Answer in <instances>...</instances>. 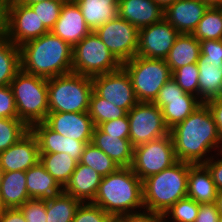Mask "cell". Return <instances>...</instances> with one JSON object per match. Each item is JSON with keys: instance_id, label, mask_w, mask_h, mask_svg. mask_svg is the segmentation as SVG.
Wrapping results in <instances>:
<instances>
[{"instance_id": "1", "label": "cell", "mask_w": 222, "mask_h": 222, "mask_svg": "<svg viewBox=\"0 0 222 222\" xmlns=\"http://www.w3.org/2000/svg\"><path fill=\"white\" fill-rule=\"evenodd\" d=\"M170 134L178 161L204 164L212 157L211 152L222 151L216 123L205 103L171 128Z\"/></svg>"}, {"instance_id": "2", "label": "cell", "mask_w": 222, "mask_h": 222, "mask_svg": "<svg viewBox=\"0 0 222 222\" xmlns=\"http://www.w3.org/2000/svg\"><path fill=\"white\" fill-rule=\"evenodd\" d=\"M20 69L46 79L72 72L73 48L51 31L19 46Z\"/></svg>"}, {"instance_id": "3", "label": "cell", "mask_w": 222, "mask_h": 222, "mask_svg": "<svg viewBox=\"0 0 222 222\" xmlns=\"http://www.w3.org/2000/svg\"><path fill=\"white\" fill-rule=\"evenodd\" d=\"M91 203L100 206L114 218L142 211L143 181L130 167H120L116 172L102 178Z\"/></svg>"}, {"instance_id": "4", "label": "cell", "mask_w": 222, "mask_h": 222, "mask_svg": "<svg viewBox=\"0 0 222 222\" xmlns=\"http://www.w3.org/2000/svg\"><path fill=\"white\" fill-rule=\"evenodd\" d=\"M189 163L175 164L143 180L144 210L163 215L178 200L187 197Z\"/></svg>"}, {"instance_id": "5", "label": "cell", "mask_w": 222, "mask_h": 222, "mask_svg": "<svg viewBox=\"0 0 222 222\" xmlns=\"http://www.w3.org/2000/svg\"><path fill=\"white\" fill-rule=\"evenodd\" d=\"M18 119L29 128L49 113L48 79L19 70L10 83Z\"/></svg>"}, {"instance_id": "6", "label": "cell", "mask_w": 222, "mask_h": 222, "mask_svg": "<svg viewBox=\"0 0 222 222\" xmlns=\"http://www.w3.org/2000/svg\"><path fill=\"white\" fill-rule=\"evenodd\" d=\"M92 92L91 77L71 72L49 78V112H88Z\"/></svg>"}, {"instance_id": "7", "label": "cell", "mask_w": 222, "mask_h": 222, "mask_svg": "<svg viewBox=\"0 0 222 222\" xmlns=\"http://www.w3.org/2000/svg\"><path fill=\"white\" fill-rule=\"evenodd\" d=\"M130 77L133 90L139 102L153 103L159 90L172 78L164 59H150L135 56L122 64Z\"/></svg>"}, {"instance_id": "8", "label": "cell", "mask_w": 222, "mask_h": 222, "mask_svg": "<svg viewBox=\"0 0 222 222\" xmlns=\"http://www.w3.org/2000/svg\"><path fill=\"white\" fill-rule=\"evenodd\" d=\"M122 64L113 56L94 31L73 47L72 72L87 77L103 75Z\"/></svg>"}, {"instance_id": "9", "label": "cell", "mask_w": 222, "mask_h": 222, "mask_svg": "<svg viewBox=\"0 0 222 222\" xmlns=\"http://www.w3.org/2000/svg\"><path fill=\"white\" fill-rule=\"evenodd\" d=\"M171 134L134 147L130 168L143 181L177 162Z\"/></svg>"}, {"instance_id": "10", "label": "cell", "mask_w": 222, "mask_h": 222, "mask_svg": "<svg viewBox=\"0 0 222 222\" xmlns=\"http://www.w3.org/2000/svg\"><path fill=\"white\" fill-rule=\"evenodd\" d=\"M129 140L133 147L170 134L162 110L154 103L138 102L128 113Z\"/></svg>"}, {"instance_id": "11", "label": "cell", "mask_w": 222, "mask_h": 222, "mask_svg": "<svg viewBox=\"0 0 222 222\" xmlns=\"http://www.w3.org/2000/svg\"><path fill=\"white\" fill-rule=\"evenodd\" d=\"M94 32L121 64L136 56L139 29L128 21L117 16Z\"/></svg>"}, {"instance_id": "12", "label": "cell", "mask_w": 222, "mask_h": 222, "mask_svg": "<svg viewBox=\"0 0 222 222\" xmlns=\"http://www.w3.org/2000/svg\"><path fill=\"white\" fill-rule=\"evenodd\" d=\"M48 32L30 6L7 0L4 35L11 42L20 46Z\"/></svg>"}, {"instance_id": "13", "label": "cell", "mask_w": 222, "mask_h": 222, "mask_svg": "<svg viewBox=\"0 0 222 222\" xmlns=\"http://www.w3.org/2000/svg\"><path fill=\"white\" fill-rule=\"evenodd\" d=\"M153 103L162 110L169 130L203 104L195 95L184 92L173 78L163 85Z\"/></svg>"}, {"instance_id": "14", "label": "cell", "mask_w": 222, "mask_h": 222, "mask_svg": "<svg viewBox=\"0 0 222 222\" xmlns=\"http://www.w3.org/2000/svg\"><path fill=\"white\" fill-rule=\"evenodd\" d=\"M92 82L93 90L101 98L127 113L139 102L130 77L122 66L115 71L92 77Z\"/></svg>"}, {"instance_id": "15", "label": "cell", "mask_w": 222, "mask_h": 222, "mask_svg": "<svg viewBox=\"0 0 222 222\" xmlns=\"http://www.w3.org/2000/svg\"><path fill=\"white\" fill-rule=\"evenodd\" d=\"M179 34L163 17L160 21L139 29L136 55L150 59L165 60Z\"/></svg>"}, {"instance_id": "16", "label": "cell", "mask_w": 222, "mask_h": 222, "mask_svg": "<svg viewBox=\"0 0 222 222\" xmlns=\"http://www.w3.org/2000/svg\"><path fill=\"white\" fill-rule=\"evenodd\" d=\"M39 161L38 142L29 130L15 144L0 152V172L27 171Z\"/></svg>"}, {"instance_id": "17", "label": "cell", "mask_w": 222, "mask_h": 222, "mask_svg": "<svg viewBox=\"0 0 222 222\" xmlns=\"http://www.w3.org/2000/svg\"><path fill=\"white\" fill-rule=\"evenodd\" d=\"M44 123L64 137L77 141H92L95 126L88 112H49Z\"/></svg>"}, {"instance_id": "18", "label": "cell", "mask_w": 222, "mask_h": 222, "mask_svg": "<svg viewBox=\"0 0 222 222\" xmlns=\"http://www.w3.org/2000/svg\"><path fill=\"white\" fill-rule=\"evenodd\" d=\"M208 8L203 0H177L164 9L163 17L180 34H192Z\"/></svg>"}, {"instance_id": "19", "label": "cell", "mask_w": 222, "mask_h": 222, "mask_svg": "<svg viewBox=\"0 0 222 222\" xmlns=\"http://www.w3.org/2000/svg\"><path fill=\"white\" fill-rule=\"evenodd\" d=\"M35 135L40 153H68L77 162L80 161L84 147L91 141H77L64 137L51 130L44 122H39L30 127Z\"/></svg>"}, {"instance_id": "20", "label": "cell", "mask_w": 222, "mask_h": 222, "mask_svg": "<svg viewBox=\"0 0 222 222\" xmlns=\"http://www.w3.org/2000/svg\"><path fill=\"white\" fill-rule=\"evenodd\" d=\"M51 32L73 48L91 32V29L86 25L77 3L69 0L63 3L60 17Z\"/></svg>"}, {"instance_id": "21", "label": "cell", "mask_w": 222, "mask_h": 222, "mask_svg": "<svg viewBox=\"0 0 222 222\" xmlns=\"http://www.w3.org/2000/svg\"><path fill=\"white\" fill-rule=\"evenodd\" d=\"M164 9L154 0H119L118 16L138 29L163 18Z\"/></svg>"}, {"instance_id": "22", "label": "cell", "mask_w": 222, "mask_h": 222, "mask_svg": "<svg viewBox=\"0 0 222 222\" xmlns=\"http://www.w3.org/2000/svg\"><path fill=\"white\" fill-rule=\"evenodd\" d=\"M102 176L93 168L77 162L63 192L80 200L82 203L92 202L102 181Z\"/></svg>"}, {"instance_id": "23", "label": "cell", "mask_w": 222, "mask_h": 222, "mask_svg": "<svg viewBox=\"0 0 222 222\" xmlns=\"http://www.w3.org/2000/svg\"><path fill=\"white\" fill-rule=\"evenodd\" d=\"M199 70L198 98L202 103L222 96V61L208 59L203 54L197 61Z\"/></svg>"}, {"instance_id": "24", "label": "cell", "mask_w": 222, "mask_h": 222, "mask_svg": "<svg viewBox=\"0 0 222 222\" xmlns=\"http://www.w3.org/2000/svg\"><path fill=\"white\" fill-rule=\"evenodd\" d=\"M218 190L204 164L189 163L187 197L199 204L214 203Z\"/></svg>"}, {"instance_id": "25", "label": "cell", "mask_w": 222, "mask_h": 222, "mask_svg": "<svg viewBox=\"0 0 222 222\" xmlns=\"http://www.w3.org/2000/svg\"><path fill=\"white\" fill-rule=\"evenodd\" d=\"M91 142L106 153L119 167L131 166L134 147L129 139L108 135L99 127H94Z\"/></svg>"}, {"instance_id": "26", "label": "cell", "mask_w": 222, "mask_h": 222, "mask_svg": "<svg viewBox=\"0 0 222 222\" xmlns=\"http://www.w3.org/2000/svg\"><path fill=\"white\" fill-rule=\"evenodd\" d=\"M26 188L31 199H49L63 192L40 161L26 171Z\"/></svg>"}, {"instance_id": "27", "label": "cell", "mask_w": 222, "mask_h": 222, "mask_svg": "<svg viewBox=\"0 0 222 222\" xmlns=\"http://www.w3.org/2000/svg\"><path fill=\"white\" fill-rule=\"evenodd\" d=\"M0 191L6 208H19L31 199L26 188V171L0 172Z\"/></svg>"}, {"instance_id": "28", "label": "cell", "mask_w": 222, "mask_h": 222, "mask_svg": "<svg viewBox=\"0 0 222 222\" xmlns=\"http://www.w3.org/2000/svg\"><path fill=\"white\" fill-rule=\"evenodd\" d=\"M200 41L192 34H179L165 61L171 73L176 69L197 63L200 57Z\"/></svg>"}, {"instance_id": "29", "label": "cell", "mask_w": 222, "mask_h": 222, "mask_svg": "<svg viewBox=\"0 0 222 222\" xmlns=\"http://www.w3.org/2000/svg\"><path fill=\"white\" fill-rule=\"evenodd\" d=\"M81 10L86 25L96 28L118 16L119 0H74Z\"/></svg>"}, {"instance_id": "30", "label": "cell", "mask_w": 222, "mask_h": 222, "mask_svg": "<svg viewBox=\"0 0 222 222\" xmlns=\"http://www.w3.org/2000/svg\"><path fill=\"white\" fill-rule=\"evenodd\" d=\"M40 162L62 188L68 183L77 165V161L65 152L40 153Z\"/></svg>"}, {"instance_id": "31", "label": "cell", "mask_w": 222, "mask_h": 222, "mask_svg": "<svg viewBox=\"0 0 222 222\" xmlns=\"http://www.w3.org/2000/svg\"><path fill=\"white\" fill-rule=\"evenodd\" d=\"M20 70V49L5 35L0 36V86H8Z\"/></svg>"}, {"instance_id": "32", "label": "cell", "mask_w": 222, "mask_h": 222, "mask_svg": "<svg viewBox=\"0 0 222 222\" xmlns=\"http://www.w3.org/2000/svg\"><path fill=\"white\" fill-rule=\"evenodd\" d=\"M82 202L64 192L46 199L47 222H72Z\"/></svg>"}, {"instance_id": "33", "label": "cell", "mask_w": 222, "mask_h": 222, "mask_svg": "<svg viewBox=\"0 0 222 222\" xmlns=\"http://www.w3.org/2000/svg\"><path fill=\"white\" fill-rule=\"evenodd\" d=\"M79 163L96 170L102 177L116 172L120 167L92 142L84 147Z\"/></svg>"}, {"instance_id": "34", "label": "cell", "mask_w": 222, "mask_h": 222, "mask_svg": "<svg viewBox=\"0 0 222 222\" xmlns=\"http://www.w3.org/2000/svg\"><path fill=\"white\" fill-rule=\"evenodd\" d=\"M199 41L222 39V12L218 7H209L192 33Z\"/></svg>"}, {"instance_id": "35", "label": "cell", "mask_w": 222, "mask_h": 222, "mask_svg": "<svg viewBox=\"0 0 222 222\" xmlns=\"http://www.w3.org/2000/svg\"><path fill=\"white\" fill-rule=\"evenodd\" d=\"M88 113L95 127H98L103 122L115 120L127 115L124 109L101 98L94 90L90 97Z\"/></svg>"}, {"instance_id": "36", "label": "cell", "mask_w": 222, "mask_h": 222, "mask_svg": "<svg viewBox=\"0 0 222 222\" xmlns=\"http://www.w3.org/2000/svg\"><path fill=\"white\" fill-rule=\"evenodd\" d=\"M29 130L18 118H0V152L15 144Z\"/></svg>"}, {"instance_id": "37", "label": "cell", "mask_w": 222, "mask_h": 222, "mask_svg": "<svg viewBox=\"0 0 222 222\" xmlns=\"http://www.w3.org/2000/svg\"><path fill=\"white\" fill-rule=\"evenodd\" d=\"M200 204L188 197L178 200L162 217L167 222H195ZM171 218V219H170Z\"/></svg>"}, {"instance_id": "38", "label": "cell", "mask_w": 222, "mask_h": 222, "mask_svg": "<svg viewBox=\"0 0 222 222\" xmlns=\"http://www.w3.org/2000/svg\"><path fill=\"white\" fill-rule=\"evenodd\" d=\"M199 70L197 63H192L176 69L172 73V78L178 86L187 93L198 97Z\"/></svg>"}, {"instance_id": "39", "label": "cell", "mask_w": 222, "mask_h": 222, "mask_svg": "<svg viewBox=\"0 0 222 222\" xmlns=\"http://www.w3.org/2000/svg\"><path fill=\"white\" fill-rule=\"evenodd\" d=\"M63 3L64 2L46 0L31 4L30 7L36 12L45 28L51 31L60 17Z\"/></svg>"}, {"instance_id": "40", "label": "cell", "mask_w": 222, "mask_h": 222, "mask_svg": "<svg viewBox=\"0 0 222 222\" xmlns=\"http://www.w3.org/2000/svg\"><path fill=\"white\" fill-rule=\"evenodd\" d=\"M72 222H115V218L91 202L81 203Z\"/></svg>"}, {"instance_id": "41", "label": "cell", "mask_w": 222, "mask_h": 222, "mask_svg": "<svg viewBox=\"0 0 222 222\" xmlns=\"http://www.w3.org/2000/svg\"><path fill=\"white\" fill-rule=\"evenodd\" d=\"M19 209L26 222H47L46 199H29Z\"/></svg>"}, {"instance_id": "42", "label": "cell", "mask_w": 222, "mask_h": 222, "mask_svg": "<svg viewBox=\"0 0 222 222\" xmlns=\"http://www.w3.org/2000/svg\"><path fill=\"white\" fill-rule=\"evenodd\" d=\"M98 127L108 135L118 136L120 139H129L130 125L127 115L103 122Z\"/></svg>"}, {"instance_id": "43", "label": "cell", "mask_w": 222, "mask_h": 222, "mask_svg": "<svg viewBox=\"0 0 222 222\" xmlns=\"http://www.w3.org/2000/svg\"><path fill=\"white\" fill-rule=\"evenodd\" d=\"M0 118H18L15 98L10 85L0 86Z\"/></svg>"}, {"instance_id": "44", "label": "cell", "mask_w": 222, "mask_h": 222, "mask_svg": "<svg viewBox=\"0 0 222 222\" xmlns=\"http://www.w3.org/2000/svg\"><path fill=\"white\" fill-rule=\"evenodd\" d=\"M161 218V214L142 210V212L119 215L115 217V222H158Z\"/></svg>"}, {"instance_id": "45", "label": "cell", "mask_w": 222, "mask_h": 222, "mask_svg": "<svg viewBox=\"0 0 222 222\" xmlns=\"http://www.w3.org/2000/svg\"><path fill=\"white\" fill-rule=\"evenodd\" d=\"M204 165L210 171L217 190H222V151L214 153V155L209 158L208 161L204 163Z\"/></svg>"}, {"instance_id": "46", "label": "cell", "mask_w": 222, "mask_h": 222, "mask_svg": "<svg viewBox=\"0 0 222 222\" xmlns=\"http://www.w3.org/2000/svg\"><path fill=\"white\" fill-rule=\"evenodd\" d=\"M200 51L208 59L222 61V39L200 41Z\"/></svg>"}, {"instance_id": "47", "label": "cell", "mask_w": 222, "mask_h": 222, "mask_svg": "<svg viewBox=\"0 0 222 222\" xmlns=\"http://www.w3.org/2000/svg\"><path fill=\"white\" fill-rule=\"evenodd\" d=\"M220 214L216 203L200 204L195 222H219Z\"/></svg>"}, {"instance_id": "48", "label": "cell", "mask_w": 222, "mask_h": 222, "mask_svg": "<svg viewBox=\"0 0 222 222\" xmlns=\"http://www.w3.org/2000/svg\"><path fill=\"white\" fill-rule=\"evenodd\" d=\"M205 104L208 106L213 116L214 122L216 123L218 136L222 143V96L214 98Z\"/></svg>"}, {"instance_id": "49", "label": "cell", "mask_w": 222, "mask_h": 222, "mask_svg": "<svg viewBox=\"0 0 222 222\" xmlns=\"http://www.w3.org/2000/svg\"><path fill=\"white\" fill-rule=\"evenodd\" d=\"M0 222H26L19 208H6L0 213Z\"/></svg>"}, {"instance_id": "50", "label": "cell", "mask_w": 222, "mask_h": 222, "mask_svg": "<svg viewBox=\"0 0 222 222\" xmlns=\"http://www.w3.org/2000/svg\"><path fill=\"white\" fill-rule=\"evenodd\" d=\"M6 2L7 0H0V36L5 33Z\"/></svg>"}, {"instance_id": "51", "label": "cell", "mask_w": 222, "mask_h": 222, "mask_svg": "<svg viewBox=\"0 0 222 222\" xmlns=\"http://www.w3.org/2000/svg\"><path fill=\"white\" fill-rule=\"evenodd\" d=\"M12 1L30 6L31 4H34V3H37V2H43V1H46V0H12ZM49 1L67 2L69 0H49Z\"/></svg>"}, {"instance_id": "52", "label": "cell", "mask_w": 222, "mask_h": 222, "mask_svg": "<svg viewBox=\"0 0 222 222\" xmlns=\"http://www.w3.org/2000/svg\"><path fill=\"white\" fill-rule=\"evenodd\" d=\"M215 203L219 211L220 217H222V190L218 191Z\"/></svg>"}, {"instance_id": "53", "label": "cell", "mask_w": 222, "mask_h": 222, "mask_svg": "<svg viewBox=\"0 0 222 222\" xmlns=\"http://www.w3.org/2000/svg\"><path fill=\"white\" fill-rule=\"evenodd\" d=\"M157 2L163 9H165L167 6L173 4L177 0H154Z\"/></svg>"}, {"instance_id": "54", "label": "cell", "mask_w": 222, "mask_h": 222, "mask_svg": "<svg viewBox=\"0 0 222 222\" xmlns=\"http://www.w3.org/2000/svg\"><path fill=\"white\" fill-rule=\"evenodd\" d=\"M209 7H218L222 4V0H203Z\"/></svg>"}, {"instance_id": "55", "label": "cell", "mask_w": 222, "mask_h": 222, "mask_svg": "<svg viewBox=\"0 0 222 222\" xmlns=\"http://www.w3.org/2000/svg\"><path fill=\"white\" fill-rule=\"evenodd\" d=\"M6 209L4 203H3V200H2V195H1V191H0V213L2 211H4Z\"/></svg>"}, {"instance_id": "56", "label": "cell", "mask_w": 222, "mask_h": 222, "mask_svg": "<svg viewBox=\"0 0 222 222\" xmlns=\"http://www.w3.org/2000/svg\"><path fill=\"white\" fill-rule=\"evenodd\" d=\"M158 222H167L163 217Z\"/></svg>"}, {"instance_id": "57", "label": "cell", "mask_w": 222, "mask_h": 222, "mask_svg": "<svg viewBox=\"0 0 222 222\" xmlns=\"http://www.w3.org/2000/svg\"><path fill=\"white\" fill-rule=\"evenodd\" d=\"M218 8L221 10V12H222V4L220 5V6H218Z\"/></svg>"}]
</instances>
